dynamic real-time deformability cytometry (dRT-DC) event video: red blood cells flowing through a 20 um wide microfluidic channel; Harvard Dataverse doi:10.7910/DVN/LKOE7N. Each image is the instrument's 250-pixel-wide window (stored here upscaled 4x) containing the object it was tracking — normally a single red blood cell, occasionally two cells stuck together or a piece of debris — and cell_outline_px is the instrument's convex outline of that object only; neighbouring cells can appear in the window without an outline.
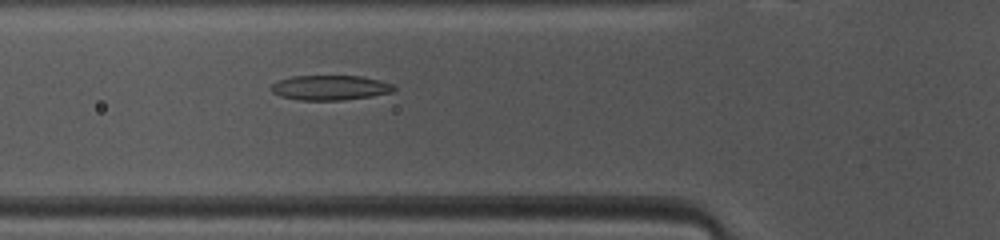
{"species": "common noctule bat (a hibernating species)", "species_latin": "Nyctalus noctula", "temperature_condition": "warm", "stored_images_in_passage": 36, "camera_frame_rate_fps": 3000, "um_per_image_px": 0.085, "animal": {"sex": "female", "body_mass_g": 10.0, "forearm_length_mm": 53.1}, "frame": {"image": 1, "passage_image": 4, "time_ms": 1.0, "image_size_px": [1000, 240], "cell_outline_px": [[396, 88], [392, 92], [372, 96], [344, 100], [300, 100], [280, 96], [272, 92], [272, 84], [280, 80], [292, 76], [360, 76], [380, 80], [396, 84]], "centroid_in_image_um": [28.11, 7.45], "position_along_channel_um": 97.7, "area_um2": 17.8}}
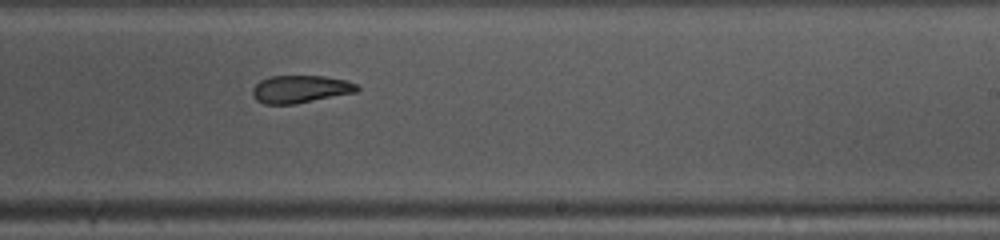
{"frame": {"image": 2, "passage_image": 16, "time_ms": 5.0, "image_size_px": [1000, 240], "cell_outline_px": [[360, 88], [356, 92], [292, 104], [264, 104], [256, 100], [252, 96], [252, 88], [260, 80], [272, 76], [324, 76], [344, 80], [356, 84]], "centroid_in_image_um": [25.49, 7.57], "position_along_channel_um": 263.5, "area_um2": 16.65}}
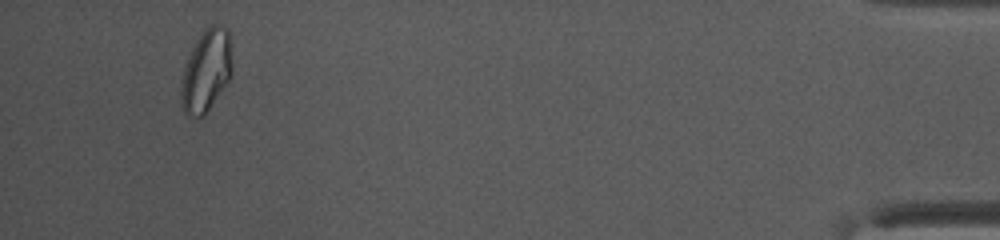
{"frame": {"image": 3, "passage_image": 33, "time_ms": 10.667, "image_size_px": [1000, 240], "cell_outline_px": [[232, 72], [228, 80], [204, 116], [188, 116], [184, 112], [180, 104], [180, 84], [184, 68], [188, 56], [192, 48], [208, 24], [220, 24], [228, 28], [232, 44]], "centroid_in_image_um": [17.54, 5.98], "position_along_channel_um": 417.7, "area_um2": 24.74}, "authors_computed_cell_mechanics": {"area_um2": 17.6579, "velocity_mm_per_s": 4.1298, "shape_relaxation_time_tau1_ms": null, "shape_relaxation_time_tau2_ms": 5.3785, "deformation_change_tau1": null, "deformation_change_tau2": 0.1217}}